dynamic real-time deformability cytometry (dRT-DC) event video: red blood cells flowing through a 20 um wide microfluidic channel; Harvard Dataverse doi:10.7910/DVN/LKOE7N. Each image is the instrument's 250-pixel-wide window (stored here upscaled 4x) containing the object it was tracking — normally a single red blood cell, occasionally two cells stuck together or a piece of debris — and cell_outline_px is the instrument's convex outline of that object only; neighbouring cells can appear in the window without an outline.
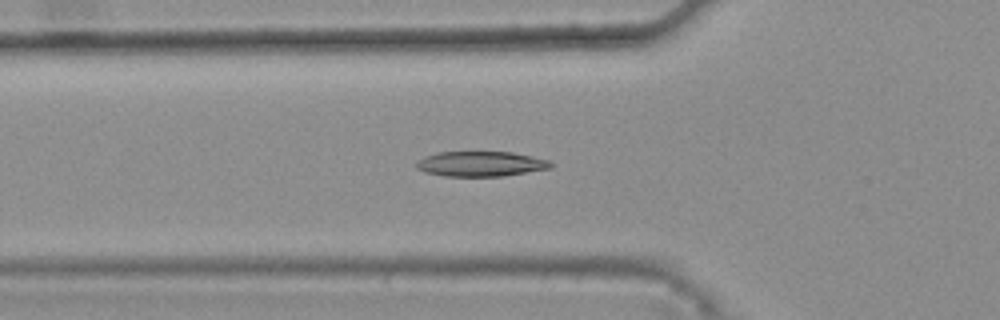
{"species": "common noctule bat (a hibernating species)", "species_latin": "Nyctalus noctula", "temperature_condition": "warm", "stored_images_in_passage": 45, "camera_frame_rate_fps": 3000, "um_per_image_px": 0.085, "animal": {"sex": "female", "body_mass_g": 25.1}, "frame": {"image": 1, "passage_image": 18, "time_ms": 5.667, "image_size_px": [1000, 320], "cell_outline_px": [[552, 168], [504, 176], [444, 176], [424, 172], [416, 168], [416, 164], [420, 160], [436, 152], [512, 152], [552, 160]], "centroid_in_image_um": [40.92, 13.93], "position_along_channel_um": 84.9, "area_um2": 19.65}}
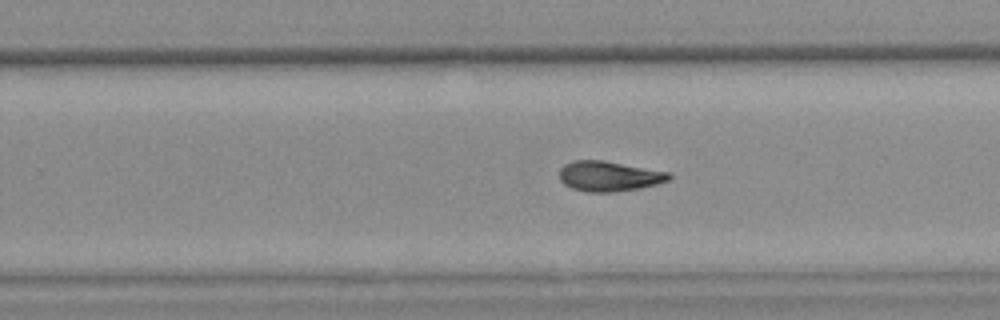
{"frame": {"image": 2, "passage_image": 33, "time_ms": 10.667, "image_size_px": [1000, 320], "cell_outline_px": [[672, 176], [668, 180], [656, 184], [640, 188], [616, 192], [588, 192], [572, 188], [564, 184], [560, 180], [560, 168], [564, 164], [576, 160], [604, 160], [672, 172]], "centroid_in_image_um": [51.79, 14.97], "position_along_channel_um": 278.0, "area_um2": 19.42}}
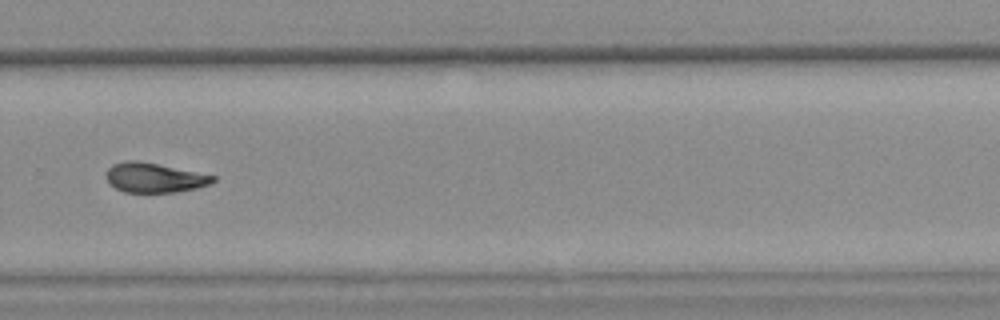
{"frame": {"image": 3, "passage_image": 36, "time_ms": 11.667, "image_size_px": [1000, 320], "cell_outline_px": [[216, 180], [212, 184], [196, 188], [176, 192], [124, 192], [108, 184], [108, 168], [112, 164], [124, 160], [136, 160], [216, 176]], "centroid_in_image_um": [13.12, 15.11], "position_along_channel_um": 316.7, "area_um2": 18.26}, "authors_computed_cell_mechanics": {"area_um2": 19.3052, "velocity_mm_per_s": 3.8593, "shape_relaxation_time_tau1_ms": null, "shape_relaxation_time_tau2_ms": 3.0385, "deformation_change_tau1": null, "deformation_change_tau2": 0.0908}}